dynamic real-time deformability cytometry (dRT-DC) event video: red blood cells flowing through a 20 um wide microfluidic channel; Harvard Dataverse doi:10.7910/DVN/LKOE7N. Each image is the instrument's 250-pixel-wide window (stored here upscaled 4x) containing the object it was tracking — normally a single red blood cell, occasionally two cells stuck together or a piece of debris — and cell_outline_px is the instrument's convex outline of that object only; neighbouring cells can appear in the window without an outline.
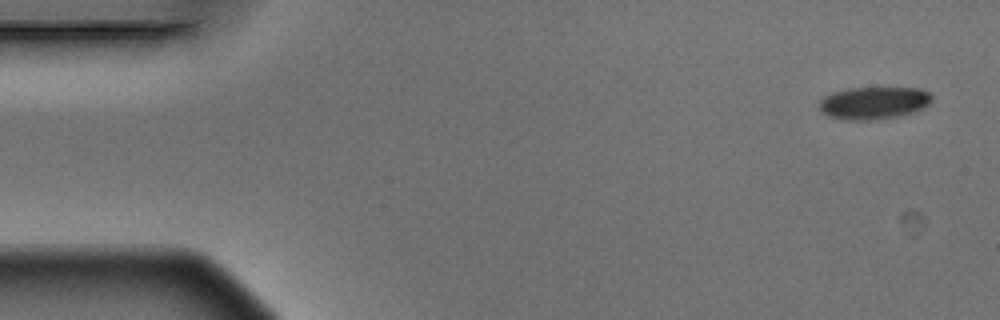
{"species": "Egyptian fruit bat (a non-hibernating species)", "species_latin": "Rousettus aegyptiacus", "temperature_condition": "warm", "stored_images_in_passage": 5, "camera_frame_rate_fps": 3000, "um_per_image_px": 0.085, "animal": {"sex": "male"}, "frame": {"image": 1, "passage_image": 1, "time_ms": 0.0, "image_size_px": [1000, 320], "cell_outline_px": [[932, 100], [924, 108], [912, 112], [896, 116], [872, 120], [848, 120], [828, 116], [820, 108], [820, 100], [824, 96], [832, 92], [848, 88], [920, 88], [928, 92], [932, 96]], "centroid_in_image_um": [74.27, 8.74], "position_along_channel_um": 10.7, "area_um2": 21.15}}
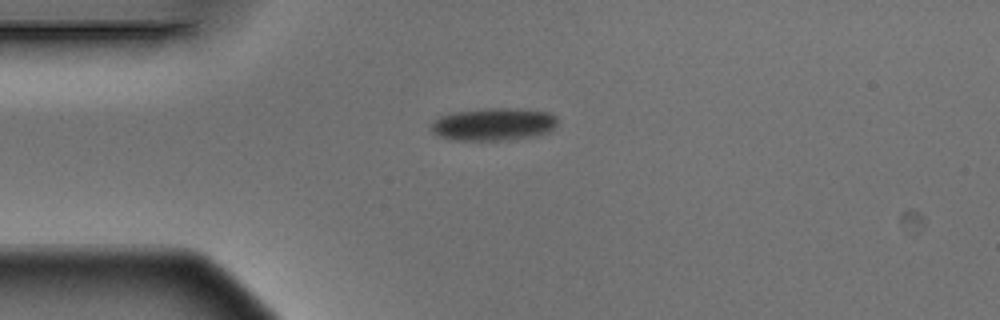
{"frame": {"image": 2, "passage_image": 4, "time_ms": 1.0, "image_size_px": [1000, 320], "cell_outline_px": [[556, 124], [548, 132], [536, 136], [508, 140], [456, 140], [440, 136], [432, 132], [432, 120], [440, 116], [456, 112], [488, 108], [508, 108], [548, 112], [556, 116]], "centroid_in_image_um": [41.95, 10.57], "position_along_channel_um": 43.1, "area_um2": 23.81}}